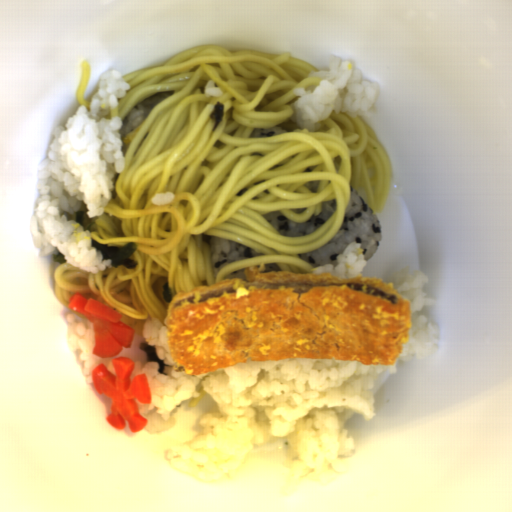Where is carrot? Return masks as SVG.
Returning a JSON list of instances; mask_svg holds the SVG:
<instances>
[{
	"instance_id": "obj_2",
	"label": "carrot",
	"mask_w": 512,
	"mask_h": 512,
	"mask_svg": "<svg viewBox=\"0 0 512 512\" xmlns=\"http://www.w3.org/2000/svg\"><path fill=\"white\" fill-rule=\"evenodd\" d=\"M72 311L82 313L92 323L94 345L92 354L110 358L132 347L135 329L122 322V314L93 299L75 292L68 301Z\"/></svg>"
},
{
	"instance_id": "obj_1",
	"label": "carrot",
	"mask_w": 512,
	"mask_h": 512,
	"mask_svg": "<svg viewBox=\"0 0 512 512\" xmlns=\"http://www.w3.org/2000/svg\"><path fill=\"white\" fill-rule=\"evenodd\" d=\"M115 374L103 363H99L91 371L93 386L97 394L105 395L110 400L106 420L116 430H124L126 422L131 433H138L147 426L138 408V404L151 403V392L145 373L135 375L131 380L136 366L129 357H118L111 360Z\"/></svg>"
}]
</instances>
